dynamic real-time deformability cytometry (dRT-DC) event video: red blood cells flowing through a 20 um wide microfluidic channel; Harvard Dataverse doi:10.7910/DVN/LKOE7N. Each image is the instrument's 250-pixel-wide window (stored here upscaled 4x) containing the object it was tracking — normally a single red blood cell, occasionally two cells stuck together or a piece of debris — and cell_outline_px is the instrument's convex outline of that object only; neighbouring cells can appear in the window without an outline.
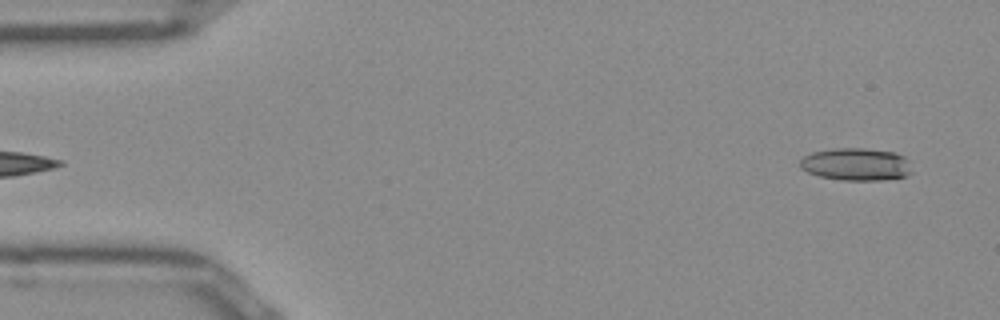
{"species": "Egyptian fruit bat (a non-hibernating species)", "species_latin": "Rousettus aegyptiacus", "temperature_condition": "room temperature", "stored_images_in_passage": 49, "camera_frame_rate_fps": 3000, "um_per_image_px": 0.085, "frame": {"image": 1, "passage_image": 1, "time_ms": 0.0, "image_size_px": [1000, 320], "cell_outline_px": [[912, 172], [908, 176], [880, 180], [844, 180], [820, 176], [808, 172], [800, 168], [800, 160], [804, 156], [812, 152], [836, 148], [864, 148], [892, 152], [904, 156], [908, 160]], "centroid_in_image_um": [72.78, 13.96], "position_along_channel_um": 12.2, "area_um2": 21.15}}
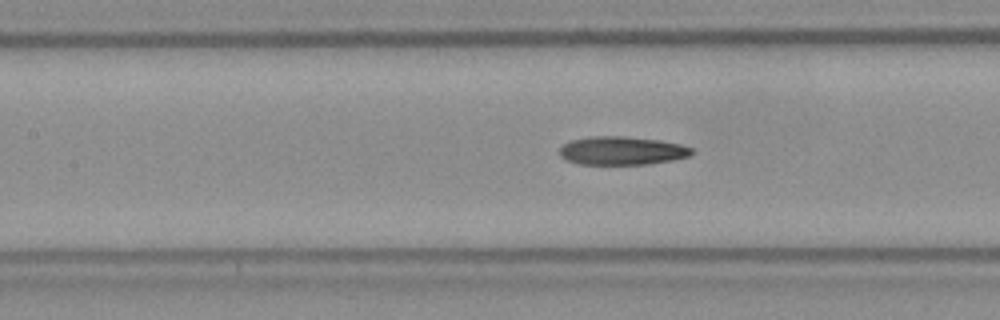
{"frame": {"image": 2, "passage_image": 20, "time_ms": 6.333, "image_size_px": [1000, 320], "cell_outline_px": [[696, 152], [692, 156], [676, 160], [648, 164], [580, 164], [568, 160], [560, 156], [560, 148], [564, 144], [572, 140], [592, 136], [624, 136], [660, 140], [680, 144], [692, 148]], "centroid_in_image_um": [52.94, 12.81], "position_along_channel_um": 154.5, "area_um2": 22.02}}
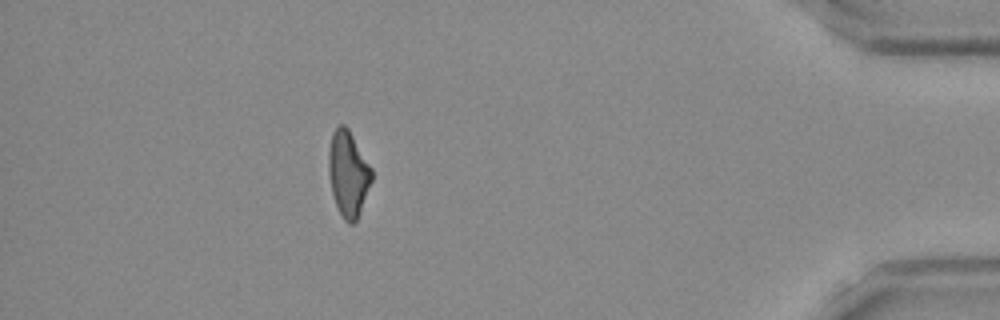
{"frame": {"image": 3, "passage_image": 43, "time_ms": 14.0, "image_size_px": [1000, 320], "cell_outline_px": [[372, 180], [356, 220], [352, 224], [348, 224], [344, 220], [336, 204], [332, 192], [328, 172], [328, 152], [332, 132], [340, 124], [344, 124], [348, 128], [372, 168]], "centroid_in_image_um": [29.58, 14.73], "position_along_channel_um": 405.6, "area_um2": 21.27}, "authors_computed_cell_mechanics": {"area_um2": 21.8484, "velocity_mm_per_s": 3.9803, "shape_relaxation_time_tau1_ms": null, "shape_relaxation_time_tau2_ms": 6.0065, "deformation_change_tau1": null, "deformation_change_tau2": 0.1659}}